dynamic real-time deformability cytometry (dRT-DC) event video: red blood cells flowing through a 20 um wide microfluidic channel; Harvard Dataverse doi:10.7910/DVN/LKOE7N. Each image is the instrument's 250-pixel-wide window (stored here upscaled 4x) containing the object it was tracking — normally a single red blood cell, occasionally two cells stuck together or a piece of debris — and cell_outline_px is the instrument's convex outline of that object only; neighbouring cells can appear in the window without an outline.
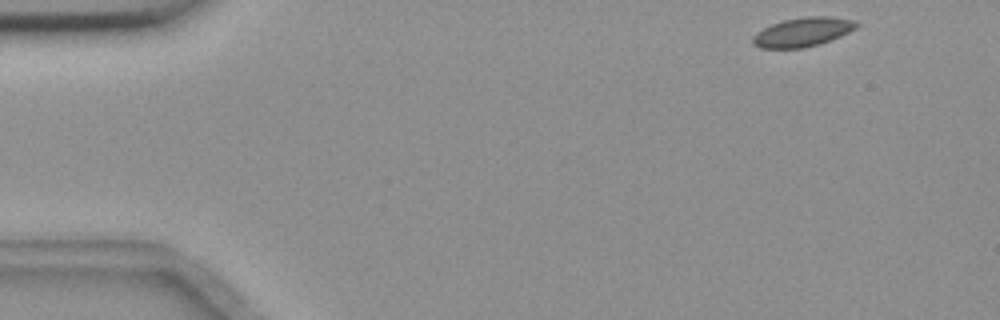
{"species": "common noctule bat (a hibernating species)", "species_latin": "Nyctalus noctula", "temperature_condition": "room temperature", "stored_images_in_passage": 51, "camera_frame_rate_fps": 3000, "um_per_image_px": 0.085, "animal": {"sex": "female", "body_mass_g": 18.4}, "frame": {"image": 1, "passage_image": 1, "time_ms": 0.0, "image_size_px": [1000, 320], "cell_outline_px": [[860, 24], [856, 28], [832, 40], [820, 44], [804, 48], [760, 48], [752, 44], [752, 36], [756, 32], [772, 24], [784, 20], [808, 16], [828, 16], [856, 20]], "centroid_in_image_um": [68.24, 2.73], "position_along_channel_um": 16.8, "area_um2": 17.69}}
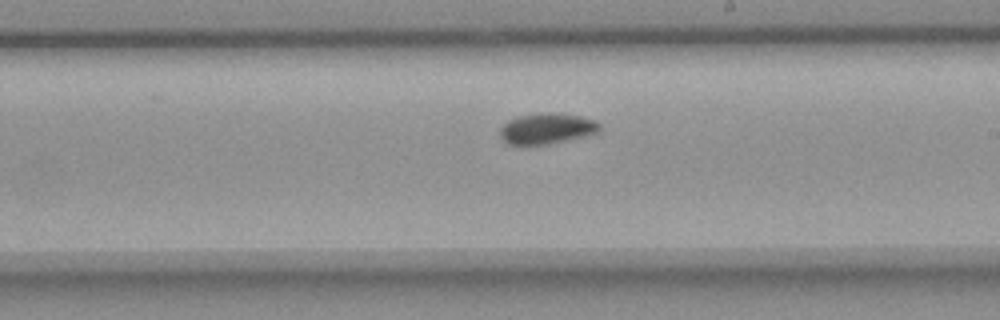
{"frame": {"image": 2, "passage_image": 28, "time_ms": 9.0, "image_size_px": [1000, 320], "cell_outline_px": [[600, 128], [596, 132], [584, 136], [548, 144], [524, 148], [508, 144], [500, 136], [500, 128], [508, 120], [520, 116], [544, 112], [548, 112], [580, 116], [596, 120], [600, 124]], "centroid_in_image_um": [46.42, 10.96], "position_along_channel_um": 242.6, "area_um2": 18.15}}
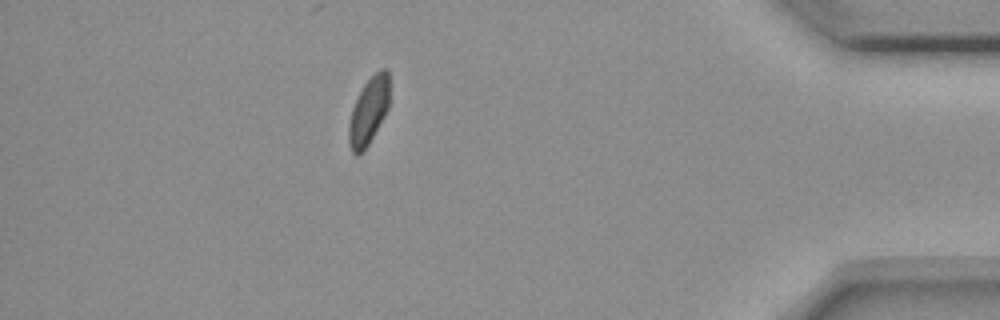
{"frame": {"image": 3, "passage_image": 45, "time_ms": 14.667, "image_size_px": [1000, 320], "cell_outline_px": [[388, 108], [384, 116], [364, 152], [356, 156], [352, 152], [348, 144], [348, 124], [352, 108], [364, 84], [380, 68], [388, 68]], "centroid_in_image_um": [31.31, 9.48], "position_along_channel_um": 403.9, "area_um2": 15.84}, "authors_computed_cell_mechanics": {"area_um2": 17.2822, "velocity_mm_per_s": 3.6288, "shape_relaxation_time_tau1_ms": 5.906, "shape_relaxation_time_tau2_ms": null, "deformation_change_tau1": 0.0693, "deformation_change_tau2": null}}